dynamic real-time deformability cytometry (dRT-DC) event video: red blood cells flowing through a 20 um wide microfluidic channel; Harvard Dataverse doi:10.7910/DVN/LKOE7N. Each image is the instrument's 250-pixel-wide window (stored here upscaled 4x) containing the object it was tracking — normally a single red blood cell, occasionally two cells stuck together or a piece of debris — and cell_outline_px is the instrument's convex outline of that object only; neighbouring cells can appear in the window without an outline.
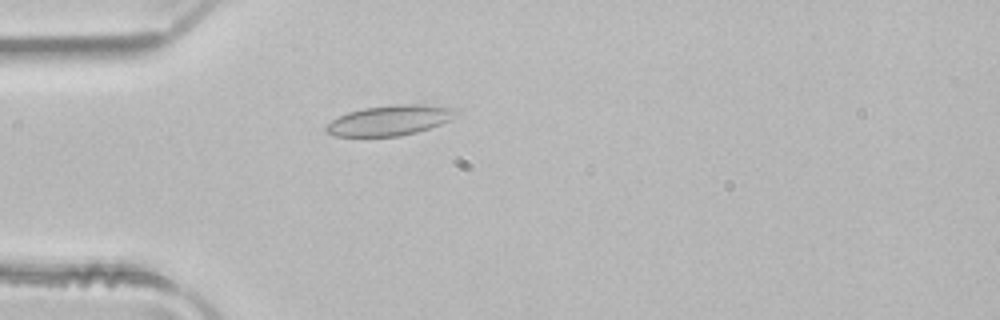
{"species": "common noctule bat (a hibernating species)", "species_latin": "Nyctalus noctula", "temperature_condition": "room temperature", "stored_images_in_passage": 4, "camera_frame_rate_fps": 3000, "um_per_image_px": 0.085, "animal": {"sex": "male", "body_mass_g": 21.5, "forearm_length_mm": 52.0}, "frame": {"image": 1, "passage_image": 4, "time_ms": 1.0, "image_size_px": [1000, 320], "cell_outline_px": [[460, 112], [452, 120], [416, 132], [400, 136], [336, 136], [324, 132], [324, 128], [332, 120], [348, 112], [364, 108], [396, 104], [424, 104], [456, 108]], "centroid_in_image_um": [33.17, 10.22], "position_along_channel_um": 51.8, "area_um2": 22.95}}